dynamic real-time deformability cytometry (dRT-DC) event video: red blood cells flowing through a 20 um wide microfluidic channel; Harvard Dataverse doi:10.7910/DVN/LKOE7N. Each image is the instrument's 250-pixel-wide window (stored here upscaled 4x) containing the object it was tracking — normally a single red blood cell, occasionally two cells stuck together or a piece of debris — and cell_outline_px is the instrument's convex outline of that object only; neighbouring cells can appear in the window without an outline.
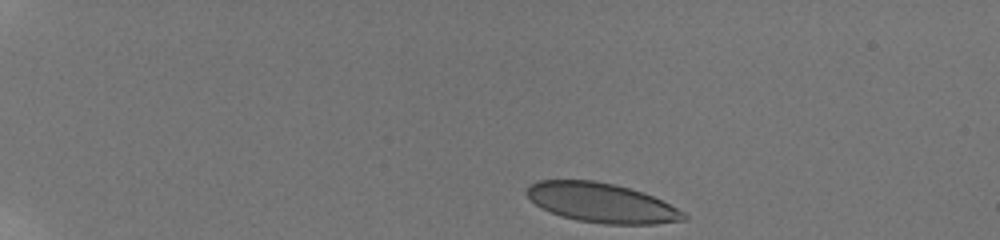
{"species": "human", "species_latin": "Homo sapiens", "temperature_condition": "room temperature", "stored_images_in_passage": 17, "camera_frame_rate_fps": 3000, "um_per_image_px": 0.085, "donor": {"sex": "male"}, "frame": {"image": 1, "passage_image": 1, "time_ms": 0.0, "image_size_px": [1000, 240], "cell_outline_px": [[688, 220], [656, 224], [604, 224], [576, 220], [560, 216], [540, 208], [524, 192], [536, 180], [596, 180], [616, 184], [644, 192], [684, 212], [688, 216]], "centroid_in_image_um": [51.13, 17.24], "position_along_channel_um": 33.9, "area_um2": 36.3}}
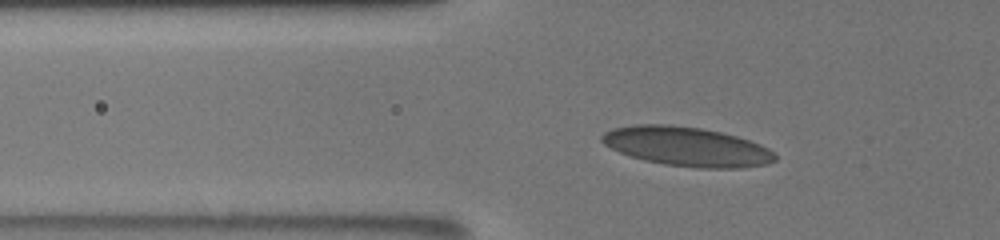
{"frame": {"image": 2, "passage_image": 10, "time_ms": 3.333, "image_size_px": [1000, 240], "cell_outline_px": [[776, 160], [768, 164], [740, 168], [696, 168], [664, 164], [644, 160], [620, 152], [604, 144], [600, 140], [600, 136], [604, 132], [612, 128], [636, 124], [668, 124], [700, 128], [720, 132], [736, 136], [760, 144], [768, 148], [776, 156]], "centroid_in_image_um": [58.36, 12.46], "position_along_channel_um": 67.4, "area_um2": 39.59}}
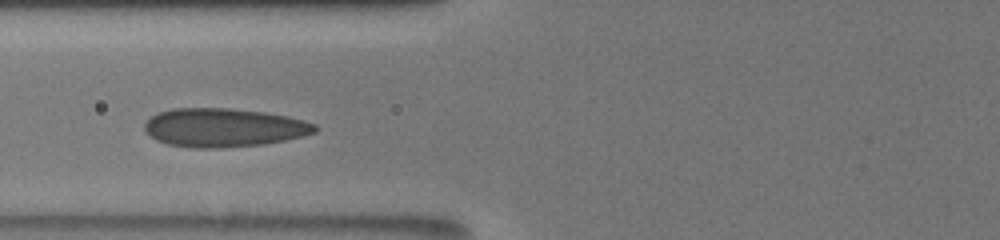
{"frame": {"image": 3, "passage_image": 16, "time_ms": 4.667, "image_size_px": [1000, 240], "cell_outline_px": [[320, 128], [316, 132], [304, 136], [264, 144], [220, 148], [192, 148], [168, 144], [156, 140], [148, 136], [144, 132], [144, 124], [156, 112], [172, 108], [232, 108], [264, 112], [288, 116], [304, 120], [316, 124]], "centroid_in_image_um": [19.01, 10.84], "position_along_channel_um": 106.8, "area_um2": 38.84}}